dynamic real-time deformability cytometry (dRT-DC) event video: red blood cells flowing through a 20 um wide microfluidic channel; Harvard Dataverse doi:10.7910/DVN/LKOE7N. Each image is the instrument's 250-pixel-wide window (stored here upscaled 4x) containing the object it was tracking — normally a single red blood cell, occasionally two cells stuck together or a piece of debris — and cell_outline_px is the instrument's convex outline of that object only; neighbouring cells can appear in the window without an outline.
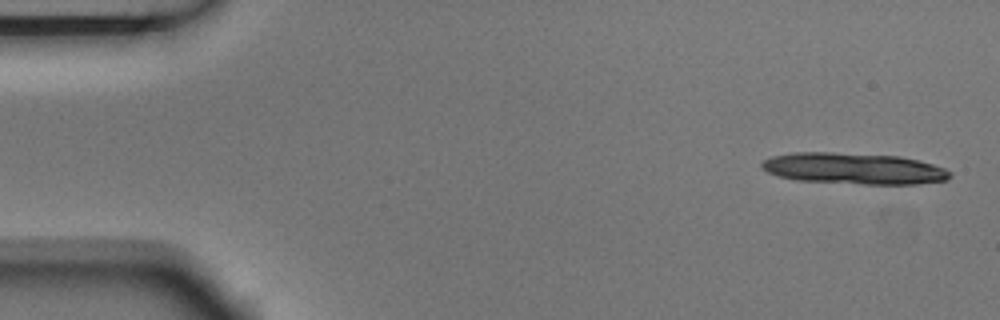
{"species": "Egyptian fruit bat (a non-hibernating species)", "species_latin": "Rousettus aegyptiacus", "temperature_condition": "room temperature", "stored_images_in_passage": 5, "segment_of_instrument_passage": [1, 2], "camera_frame_rate_fps": 3000, "um_per_image_px": 0.085, "animal": {"sex": "male"}, "frame": {"image": 1, "passage_image": 1, "time_ms": 0.0, "image_size_px": [1000, 320], "cell_outline_px": [[952, 176], [948, 180], [916, 184], [864, 184], [796, 180], [780, 176], [768, 172], [760, 168], [760, 164], [764, 160], [772, 156], [792, 152], [832, 152], [900, 156], [920, 160], [944, 168], [952, 172]], "centroid_in_image_um": [72.59, 14.32], "position_along_channel_um": 12.4, "area_um2": 34.51}}